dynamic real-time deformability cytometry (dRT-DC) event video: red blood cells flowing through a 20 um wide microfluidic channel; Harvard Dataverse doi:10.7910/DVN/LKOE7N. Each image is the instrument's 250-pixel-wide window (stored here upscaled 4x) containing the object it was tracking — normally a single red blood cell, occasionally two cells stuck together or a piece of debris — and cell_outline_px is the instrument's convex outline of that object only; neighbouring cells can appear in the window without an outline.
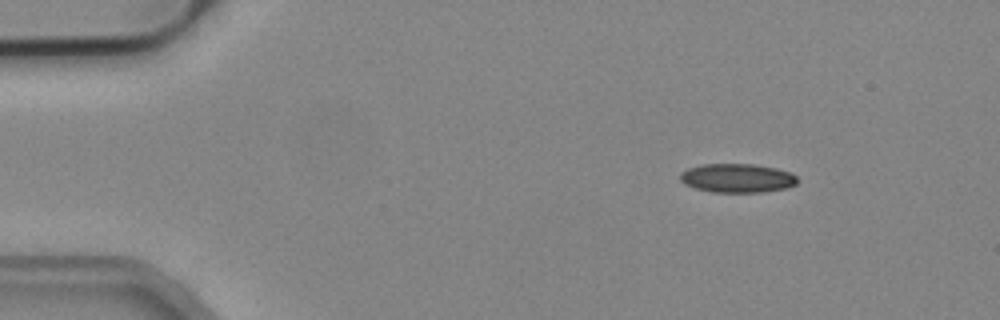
{"species": "common noctule bat (a hibernating species)", "species_latin": "Nyctalus noctula", "temperature_condition": "cold", "stored_images_in_passage": 4, "camera_frame_rate_fps": 3000, "um_per_image_px": 0.085, "animal": {"sex": "male", "body_mass_g": 19.2, "forearm_length_mm": 51.8}, "frame": {"image": 1, "passage_image": 4, "time_ms": 1.0, "image_size_px": [1000, 320], "cell_outline_px": [[796, 184], [784, 188], [764, 192], [712, 192], [696, 188], [684, 184], [680, 180], [680, 172], [688, 168], [704, 164], [752, 164], [776, 168], [788, 172], [796, 176]], "centroid_in_image_um": [62.62, 15.14], "position_along_channel_um": 22.4, "area_um2": 19.59}}